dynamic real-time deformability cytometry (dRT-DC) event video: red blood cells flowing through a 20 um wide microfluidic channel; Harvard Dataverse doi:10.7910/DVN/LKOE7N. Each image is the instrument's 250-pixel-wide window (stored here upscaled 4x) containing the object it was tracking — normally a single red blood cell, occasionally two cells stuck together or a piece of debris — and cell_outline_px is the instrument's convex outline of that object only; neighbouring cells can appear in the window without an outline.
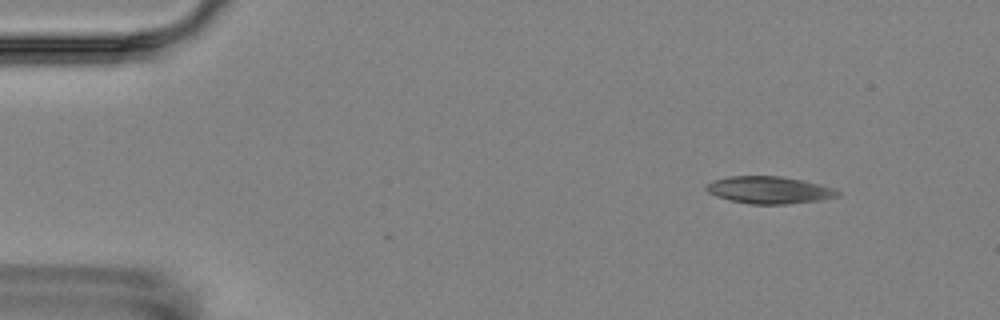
{"species": "Egyptian fruit bat (a non-hibernating species)", "species_latin": "Rousettus aegyptiacus", "temperature_condition": "room temperature", "stored_images_in_passage": 5, "camera_frame_rate_fps": 3000, "um_per_image_px": 0.085, "animal": {"sex": "female"}, "frame": {"image": 1, "passage_image": 1, "time_ms": 0.0, "image_size_px": [1000, 320], "cell_outline_px": [[840, 196], [820, 200], [788, 204], [748, 204], [728, 200], [716, 196], [708, 192], [704, 188], [704, 184], [712, 180], [728, 176], [780, 176], [820, 184], [836, 188], [840, 192]], "centroid_in_image_um": [65.35, 16.15], "position_along_channel_um": 19.6, "area_um2": 21.1}}
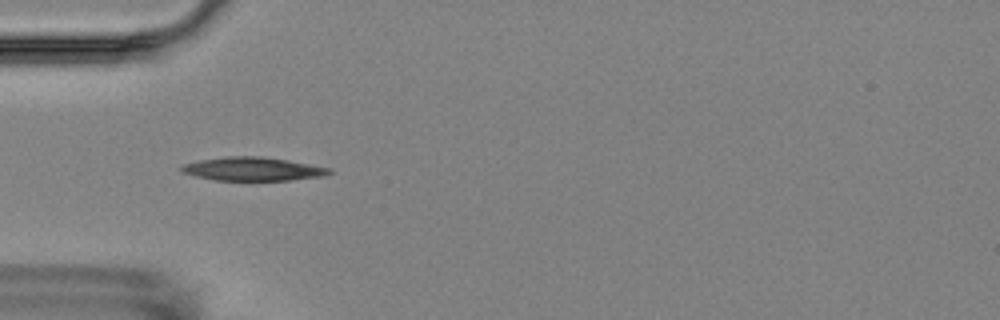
{"frame": {"image": 2, "passage_image": 4, "time_ms": 3.667, "image_size_px": [1000, 320], "cell_outline_px": [[332, 172], [324, 176], [288, 180], [216, 180], [196, 176], [180, 172], [180, 168], [184, 164], [200, 160], [224, 156], [260, 156], [288, 160], [332, 168]], "centroid_in_image_um": [21.49, 14.35], "position_along_channel_um": 63.5, "area_um2": 20.23}}
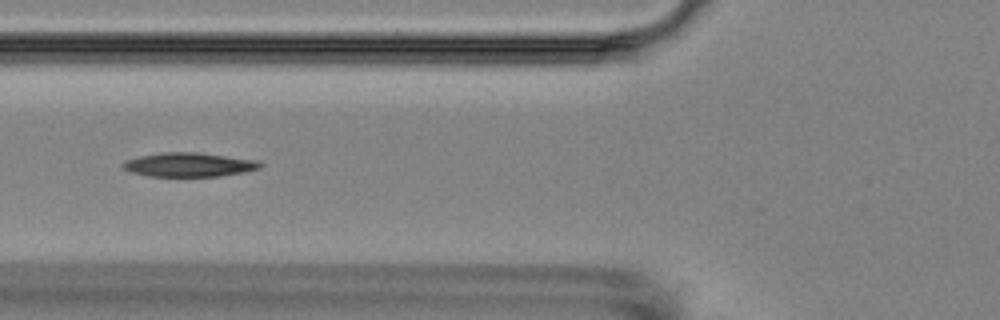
{"frame": {"image": 3, "passage_image": 5, "time_ms": 5.0, "image_size_px": [1000, 320], "cell_outline_px": [[264, 164], [260, 168], [244, 172], [220, 176], [148, 176], [132, 172], [124, 168], [120, 164], [124, 160], [140, 156], [164, 152], [196, 152], [260, 160]], "centroid_in_image_um": [16.09, 13.99], "position_along_channel_um": 109.7, "area_um2": 19.31}}